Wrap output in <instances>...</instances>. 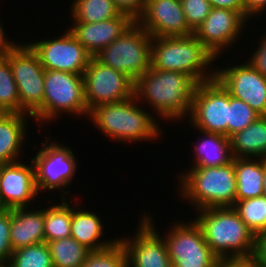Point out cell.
Wrapping results in <instances>:
<instances>
[{
  "mask_svg": "<svg viewBox=\"0 0 266 267\" xmlns=\"http://www.w3.org/2000/svg\"><path fill=\"white\" fill-rule=\"evenodd\" d=\"M197 84L190 75L150 68L135 81L134 95L159 119L176 123L189 116Z\"/></svg>",
  "mask_w": 266,
  "mask_h": 267,
  "instance_id": "cell-1",
  "label": "cell"
},
{
  "mask_svg": "<svg viewBox=\"0 0 266 267\" xmlns=\"http://www.w3.org/2000/svg\"><path fill=\"white\" fill-rule=\"evenodd\" d=\"M196 213L193 219L201 227L211 251L221 262L251 260L256 235L233 207H211Z\"/></svg>",
  "mask_w": 266,
  "mask_h": 267,
  "instance_id": "cell-2",
  "label": "cell"
},
{
  "mask_svg": "<svg viewBox=\"0 0 266 267\" xmlns=\"http://www.w3.org/2000/svg\"><path fill=\"white\" fill-rule=\"evenodd\" d=\"M140 106L134 95L124 101L99 105L89 111L88 117L103 135L117 142L159 140L163 129L158 118Z\"/></svg>",
  "mask_w": 266,
  "mask_h": 267,
  "instance_id": "cell-3",
  "label": "cell"
},
{
  "mask_svg": "<svg viewBox=\"0 0 266 267\" xmlns=\"http://www.w3.org/2000/svg\"><path fill=\"white\" fill-rule=\"evenodd\" d=\"M215 60L194 34L152 38L153 69L180 72L190 75L197 83H204L216 79V68L211 67Z\"/></svg>",
  "mask_w": 266,
  "mask_h": 267,
  "instance_id": "cell-4",
  "label": "cell"
},
{
  "mask_svg": "<svg viewBox=\"0 0 266 267\" xmlns=\"http://www.w3.org/2000/svg\"><path fill=\"white\" fill-rule=\"evenodd\" d=\"M179 173L178 197L188 200L195 211L234 206L237 185L234 159L225 166L188 168Z\"/></svg>",
  "mask_w": 266,
  "mask_h": 267,
  "instance_id": "cell-5",
  "label": "cell"
},
{
  "mask_svg": "<svg viewBox=\"0 0 266 267\" xmlns=\"http://www.w3.org/2000/svg\"><path fill=\"white\" fill-rule=\"evenodd\" d=\"M6 57L17 85L21 114L31 115L37 122L38 129H44L41 128V124H43L45 69L37 53L28 43H18Z\"/></svg>",
  "mask_w": 266,
  "mask_h": 267,
  "instance_id": "cell-6",
  "label": "cell"
},
{
  "mask_svg": "<svg viewBox=\"0 0 266 267\" xmlns=\"http://www.w3.org/2000/svg\"><path fill=\"white\" fill-rule=\"evenodd\" d=\"M152 36L136 21L94 57L134 82L151 68Z\"/></svg>",
  "mask_w": 266,
  "mask_h": 267,
  "instance_id": "cell-7",
  "label": "cell"
},
{
  "mask_svg": "<svg viewBox=\"0 0 266 267\" xmlns=\"http://www.w3.org/2000/svg\"><path fill=\"white\" fill-rule=\"evenodd\" d=\"M64 113L70 116L72 114V116L88 117L83 75L45 70L43 124H48L50 121L54 123Z\"/></svg>",
  "mask_w": 266,
  "mask_h": 267,
  "instance_id": "cell-8",
  "label": "cell"
},
{
  "mask_svg": "<svg viewBox=\"0 0 266 267\" xmlns=\"http://www.w3.org/2000/svg\"><path fill=\"white\" fill-rule=\"evenodd\" d=\"M47 140V141H46ZM41 147L31 158L35 168V181L38 193L42 194V190L48 192L56 189L60 190L61 198L67 199L70 194L67 192L69 185L72 184L76 171L78 170L77 158L73 150L61 144L59 141L52 142L51 137H47L42 141ZM50 142V143H49ZM52 142V143H51ZM67 187V188H66ZM63 190V191H61Z\"/></svg>",
  "mask_w": 266,
  "mask_h": 267,
  "instance_id": "cell-9",
  "label": "cell"
},
{
  "mask_svg": "<svg viewBox=\"0 0 266 267\" xmlns=\"http://www.w3.org/2000/svg\"><path fill=\"white\" fill-rule=\"evenodd\" d=\"M192 220L176 221L163 233L172 267H219L221 261L206 243L201 227Z\"/></svg>",
  "mask_w": 266,
  "mask_h": 267,
  "instance_id": "cell-10",
  "label": "cell"
},
{
  "mask_svg": "<svg viewBox=\"0 0 266 267\" xmlns=\"http://www.w3.org/2000/svg\"><path fill=\"white\" fill-rule=\"evenodd\" d=\"M187 118L193 129L227 136L229 92L217 79L198 83Z\"/></svg>",
  "mask_w": 266,
  "mask_h": 267,
  "instance_id": "cell-11",
  "label": "cell"
},
{
  "mask_svg": "<svg viewBox=\"0 0 266 267\" xmlns=\"http://www.w3.org/2000/svg\"><path fill=\"white\" fill-rule=\"evenodd\" d=\"M83 78L88 111L134 96L135 82L126 74L103 65L95 57L90 58Z\"/></svg>",
  "mask_w": 266,
  "mask_h": 267,
  "instance_id": "cell-12",
  "label": "cell"
},
{
  "mask_svg": "<svg viewBox=\"0 0 266 267\" xmlns=\"http://www.w3.org/2000/svg\"><path fill=\"white\" fill-rule=\"evenodd\" d=\"M143 214L132 237H119L127 252V267H172L163 236L150 213Z\"/></svg>",
  "mask_w": 266,
  "mask_h": 267,
  "instance_id": "cell-13",
  "label": "cell"
},
{
  "mask_svg": "<svg viewBox=\"0 0 266 267\" xmlns=\"http://www.w3.org/2000/svg\"><path fill=\"white\" fill-rule=\"evenodd\" d=\"M37 53L45 70H59L83 75L92 57L75 36L65 30L54 39L26 42Z\"/></svg>",
  "mask_w": 266,
  "mask_h": 267,
  "instance_id": "cell-14",
  "label": "cell"
},
{
  "mask_svg": "<svg viewBox=\"0 0 266 267\" xmlns=\"http://www.w3.org/2000/svg\"><path fill=\"white\" fill-rule=\"evenodd\" d=\"M248 23L237 11L212 7L194 35L218 60L223 52L238 42Z\"/></svg>",
  "mask_w": 266,
  "mask_h": 267,
  "instance_id": "cell-15",
  "label": "cell"
},
{
  "mask_svg": "<svg viewBox=\"0 0 266 267\" xmlns=\"http://www.w3.org/2000/svg\"><path fill=\"white\" fill-rule=\"evenodd\" d=\"M216 68V79L232 97L246 102L258 115L266 116V78L248 61Z\"/></svg>",
  "mask_w": 266,
  "mask_h": 267,
  "instance_id": "cell-16",
  "label": "cell"
},
{
  "mask_svg": "<svg viewBox=\"0 0 266 267\" xmlns=\"http://www.w3.org/2000/svg\"><path fill=\"white\" fill-rule=\"evenodd\" d=\"M136 22L154 37L189 36L180 0H146L144 11Z\"/></svg>",
  "mask_w": 266,
  "mask_h": 267,
  "instance_id": "cell-17",
  "label": "cell"
},
{
  "mask_svg": "<svg viewBox=\"0 0 266 267\" xmlns=\"http://www.w3.org/2000/svg\"><path fill=\"white\" fill-rule=\"evenodd\" d=\"M32 161L0 164V208L28 207L39 195ZM35 198V199H34Z\"/></svg>",
  "mask_w": 266,
  "mask_h": 267,
  "instance_id": "cell-18",
  "label": "cell"
},
{
  "mask_svg": "<svg viewBox=\"0 0 266 267\" xmlns=\"http://www.w3.org/2000/svg\"><path fill=\"white\" fill-rule=\"evenodd\" d=\"M135 21L121 13L118 17L95 23H73L68 27L86 51L94 57L119 38Z\"/></svg>",
  "mask_w": 266,
  "mask_h": 267,
  "instance_id": "cell-19",
  "label": "cell"
},
{
  "mask_svg": "<svg viewBox=\"0 0 266 267\" xmlns=\"http://www.w3.org/2000/svg\"><path fill=\"white\" fill-rule=\"evenodd\" d=\"M33 209L32 206L11 209L9 236L13 251L45 242L44 208Z\"/></svg>",
  "mask_w": 266,
  "mask_h": 267,
  "instance_id": "cell-20",
  "label": "cell"
},
{
  "mask_svg": "<svg viewBox=\"0 0 266 267\" xmlns=\"http://www.w3.org/2000/svg\"><path fill=\"white\" fill-rule=\"evenodd\" d=\"M30 117L29 114L0 113V164L21 161Z\"/></svg>",
  "mask_w": 266,
  "mask_h": 267,
  "instance_id": "cell-21",
  "label": "cell"
},
{
  "mask_svg": "<svg viewBox=\"0 0 266 267\" xmlns=\"http://www.w3.org/2000/svg\"><path fill=\"white\" fill-rule=\"evenodd\" d=\"M75 203L71 206V237L91 251L106 249L118 241L119 238L103 240L101 218L93 211L80 209L77 201Z\"/></svg>",
  "mask_w": 266,
  "mask_h": 267,
  "instance_id": "cell-22",
  "label": "cell"
},
{
  "mask_svg": "<svg viewBox=\"0 0 266 267\" xmlns=\"http://www.w3.org/2000/svg\"><path fill=\"white\" fill-rule=\"evenodd\" d=\"M200 132L198 143L195 142L193 147L194 159L191 168L219 167L233 161L230 138L222 134Z\"/></svg>",
  "mask_w": 266,
  "mask_h": 267,
  "instance_id": "cell-23",
  "label": "cell"
},
{
  "mask_svg": "<svg viewBox=\"0 0 266 267\" xmlns=\"http://www.w3.org/2000/svg\"><path fill=\"white\" fill-rule=\"evenodd\" d=\"M236 201L263 195L265 164L259 158H234Z\"/></svg>",
  "mask_w": 266,
  "mask_h": 267,
  "instance_id": "cell-24",
  "label": "cell"
},
{
  "mask_svg": "<svg viewBox=\"0 0 266 267\" xmlns=\"http://www.w3.org/2000/svg\"><path fill=\"white\" fill-rule=\"evenodd\" d=\"M234 158H259L266 153V116L230 137Z\"/></svg>",
  "mask_w": 266,
  "mask_h": 267,
  "instance_id": "cell-25",
  "label": "cell"
},
{
  "mask_svg": "<svg viewBox=\"0 0 266 267\" xmlns=\"http://www.w3.org/2000/svg\"><path fill=\"white\" fill-rule=\"evenodd\" d=\"M59 204L52 205L51 199L48 201L50 206L44 208V235L45 242L71 237V204L69 199H60ZM52 205V206H51Z\"/></svg>",
  "mask_w": 266,
  "mask_h": 267,
  "instance_id": "cell-26",
  "label": "cell"
},
{
  "mask_svg": "<svg viewBox=\"0 0 266 267\" xmlns=\"http://www.w3.org/2000/svg\"><path fill=\"white\" fill-rule=\"evenodd\" d=\"M74 1V2H73ZM71 23H95L118 17L121 13L112 0H72Z\"/></svg>",
  "mask_w": 266,
  "mask_h": 267,
  "instance_id": "cell-27",
  "label": "cell"
},
{
  "mask_svg": "<svg viewBox=\"0 0 266 267\" xmlns=\"http://www.w3.org/2000/svg\"><path fill=\"white\" fill-rule=\"evenodd\" d=\"M54 267H81L91 252L73 237L47 242Z\"/></svg>",
  "mask_w": 266,
  "mask_h": 267,
  "instance_id": "cell-28",
  "label": "cell"
},
{
  "mask_svg": "<svg viewBox=\"0 0 266 267\" xmlns=\"http://www.w3.org/2000/svg\"><path fill=\"white\" fill-rule=\"evenodd\" d=\"M233 208L255 235L266 232V197L264 195L236 201Z\"/></svg>",
  "mask_w": 266,
  "mask_h": 267,
  "instance_id": "cell-29",
  "label": "cell"
},
{
  "mask_svg": "<svg viewBox=\"0 0 266 267\" xmlns=\"http://www.w3.org/2000/svg\"><path fill=\"white\" fill-rule=\"evenodd\" d=\"M0 113L21 114L18 89L7 57L0 59Z\"/></svg>",
  "mask_w": 266,
  "mask_h": 267,
  "instance_id": "cell-30",
  "label": "cell"
},
{
  "mask_svg": "<svg viewBox=\"0 0 266 267\" xmlns=\"http://www.w3.org/2000/svg\"><path fill=\"white\" fill-rule=\"evenodd\" d=\"M9 263L11 267H54L46 242L13 251Z\"/></svg>",
  "mask_w": 266,
  "mask_h": 267,
  "instance_id": "cell-31",
  "label": "cell"
},
{
  "mask_svg": "<svg viewBox=\"0 0 266 267\" xmlns=\"http://www.w3.org/2000/svg\"><path fill=\"white\" fill-rule=\"evenodd\" d=\"M81 267H127V252L118 239L110 247L91 251Z\"/></svg>",
  "mask_w": 266,
  "mask_h": 267,
  "instance_id": "cell-32",
  "label": "cell"
},
{
  "mask_svg": "<svg viewBox=\"0 0 266 267\" xmlns=\"http://www.w3.org/2000/svg\"><path fill=\"white\" fill-rule=\"evenodd\" d=\"M259 117L260 115H258L246 102L232 97L229 93L228 138L244 130Z\"/></svg>",
  "mask_w": 266,
  "mask_h": 267,
  "instance_id": "cell-33",
  "label": "cell"
},
{
  "mask_svg": "<svg viewBox=\"0 0 266 267\" xmlns=\"http://www.w3.org/2000/svg\"><path fill=\"white\" fill-rule=\"evenodd\" d=\"M188 26L195 29L206 19L211 10L207 0H180Z\"/></svg>",
  "mask_w": 266,
  "mask_h": 267,
  "instance_id": "cell-34",
  "label": "cell"
},
{
  "mask_svg": "<svg viewBox=\"0 0 266 267\" xmlns=\"http://www.w3.org/2000/svg\"><path fill=\"white\" fill-rule=\"evenodd\" d=\"M11 209L0 208V261H9L12 255L10 241Z\"/></svg>",
  "mask_w": 266,
  "mask_h": 267,
  "instance_id": "cell-35",
  "label": "cell"
},
{
  "mask_svg": "<svg viewBox=\"0 0 266 267\" xmlns=\"http://www.w3.org/2000/svg\"><path fill=\"white\" fill-rule=\"evenodd\" d=\"M266 33V32H265ZM260 36L259 42L256 45L257 48L254 49L252 55L248 58V62L266 78V34Z\"/></svg>",
  "mask_w": 266,
  "mask_h": 267,
  "instance_id": "cell-36",
  "label": "cell"
},
{
  "mask_svg": "<svg viewBox=\"0 0 266 267\" xmlns=\"http://www.w3.org/2000/svg\"><path fill=\"white\" fill-rule=\"evenodd\" d=\"M120 13L136 21L144 11L146 0H112Z\"/></svg>",
  "mask_w": 266,
  "mask_h": 267,
  "instance_id": "cell-37",
  "label": "cell"
},
{
  "mask_svg": "<svg viewBox=\"0 0 266 267\" xmlns=\"http://www.w3.org/2000/svg\"><path fill=\"white\" fill-rule=\"evenodd\" d=\"M255 267H266V232L255 236V247L251 260Z\"/></svg>",
  "mask_w": 266,
  "mask_h": 267,
  "instance_id": "cell-38",
  "label": "cell"
},
{
  "mask_svg": "<svg viewBox=\"0 0 266 267\" xmlns=\"http://www.w3.org/2000/svg\"><path fill=\"white\" fill-rule=\"evenodd\" d=\"M211 7L230 9L239 12L246 19L244 0H207Z\"/></svg>",
  "mask_w": 266,
  "mask_h": 267,
  "instance_id": "cell-39",
  "label": "cell"
},
{
  "mask_svg": "<svg viewBox=\"0 0 266 267\" xmlns=\"http://www.w3.org/2000/svg\"><path fill=\"white\" fill-rule=\"evenodd\" d=\"M246 20H251L254 15L261 17L266 10V0H244Z\"/></svg>",
  "mask_w": 266,
  "mask_h": 267,
  "instance_id": "cell-40",
  "label": "cell"
},
{
  "mask_svg": "<svg viewBox=\"0 0 266 267\" xmlns=\"http://www.w3.org/2000/svg\"><path fill=\"white\" fill-rule=\"evenodd\" d=\"M0 22V59L5 58L11 51L12 49L18 44L8 40L7 37H5V28H3V25Z\"/></svg>",
  "mask_w": 266,
  "mask_h": 267,
  "instance_id": "cell-41",
  "label": "cell"
},
{
  "mask_svg": "<svg viewBox=\"0 0 266 267\" xmlns=\"http://www.w3.org/2000/svg\"><path fill=\"white\" fill-rule=\"evenodd\" d=\"M219 267H249V261L242 262H221Z\"/></svg>",
  "mask_w": 266,
  "mask_h": 267,
  "instance_id": "cell-42",
  "label": "cell"
},
{
  "mask_svg": "<svg viewBox=\"0 0 266 267\" xmlns=\"http://www.w3.org/2000/svg\"><path fill=\"white\" fill-rule=\"evenodd\" d=\"M263 195L266 197V165H265V175L263 181Z\"/></svg>",
  "mask_w": 266,
  "mask_h": 267,
  "instance_id": "cell-43",
  "label": "cell"
},
{
  "mask_svg": "<svg viewBox=\"0 0 266 267\" xmlns=\"http://www.w3.org/2000/svg\"><path fill=\"white\" fill-rule=\"evenodd\" d=\"M0 267H11L9 261H0Z\"/></svg>",
  "mask_w": 266,
  "mask_h": 267,
  "instance_id": "cell-44",
  "label": "cell"
},
{
  "mask_svg": "<svg viewBox=\"0 0 266 267\" xmlns=\"http://www.w3.org/2000/svg\"><path fill=\"white\" fill-rule=\"evenodd\" d=\"M262 160H263L264 164L266 165V153H265L264 156L262 157Z\"/></svg>",
  "mask_w": 266,
  "mask_h": 267,
  "instance_id": "cell-45",
  "label": "cell"
},
{
  "mask_svg": "<svg viewBox=\"0 0 266 267\" xmlns=\"http://www.w3.org/2000/svg\"><path fill=\"white\" fill-rule=\"evenodd\" d=\"M249 267H255V266L249 262Z\"/></svg>",
  "mask_w": 266,
  "mask_h": 267,
  "instance_id": "cell-46",
  "label": "cell"
}]
</instances>
